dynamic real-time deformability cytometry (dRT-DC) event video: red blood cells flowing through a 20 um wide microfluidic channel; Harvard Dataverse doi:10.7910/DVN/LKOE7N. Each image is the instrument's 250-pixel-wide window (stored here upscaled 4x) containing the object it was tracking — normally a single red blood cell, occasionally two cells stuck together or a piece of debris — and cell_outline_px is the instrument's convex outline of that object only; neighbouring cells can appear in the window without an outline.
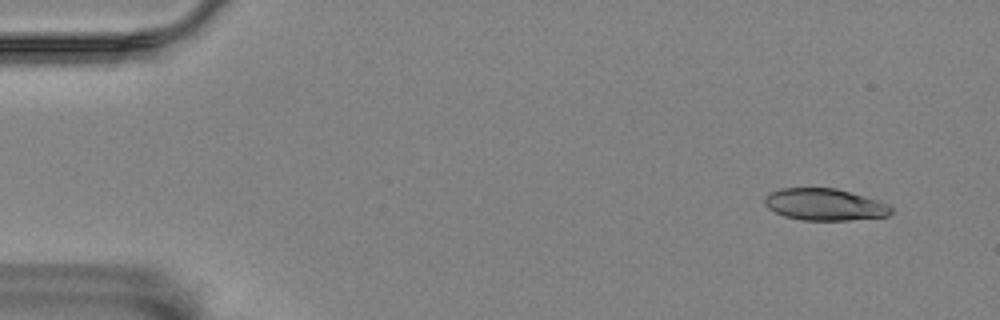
{"species": "Egyptian fruit bat (a non-hibernating species)", "species_latin": "Rousettus aegyptiacus", "temperature_condition": "room temperature", "stored_images_in_passage": 5, "camera_frame_rate_fps": 3000, "um_per_image_px": 0.085, "animal": {"sex": "female"}, "frame": {"image": 1, "passage_image": 1, "time_ms": 0.0, "image_size_px": [1000, 320], "cell_outline_px": [[892, 212], [888, 216], [848, 220], [800, 220], [784, 216], [768, 208], [764, 204], [764, 196], [768, 192], [780, 188], [836, 188], [864, 196], [888, 204], [892, 208]], "centroid_in_image_um": [70.05, 17.38], "position_along_channel_um": 14.9, "area_um2": 23.52}}